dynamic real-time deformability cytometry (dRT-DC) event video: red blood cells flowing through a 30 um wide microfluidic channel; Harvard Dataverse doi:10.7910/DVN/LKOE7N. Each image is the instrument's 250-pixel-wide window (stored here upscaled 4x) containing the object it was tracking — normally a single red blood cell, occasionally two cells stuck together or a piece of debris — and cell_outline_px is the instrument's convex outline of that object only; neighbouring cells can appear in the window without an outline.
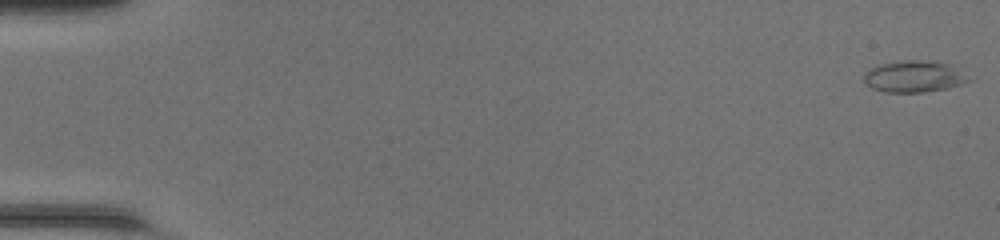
{"species": "common noctule bat (a hibernating species)", "species_latin": "Nyctalus noctula", "temperature_condition": "room temperature", "stored_images_in_passage": 49, "camera_frame_rate_fps": 3000, "um_per_image_px": 0.085, "animal": {"sex": "female", "body_mass_g": 20.0, "forearm_length_mm": 54.0}, "frame": {"image": 1, "passage_image": 1, "time_ms": 0.0, "image_size_px": [1000, 240], "cell_outline_px": [[972, 80], [948, 88], [924, 92], [884, 92], [872, 88], [864, 84], [864, 72], [880, 64], [904, 60], [916, 60], [956, 64]], "centroid_in_image_um": [77.72, 6.5], "position_along_channel_um": 7.3, "area_um2": 19.48}}
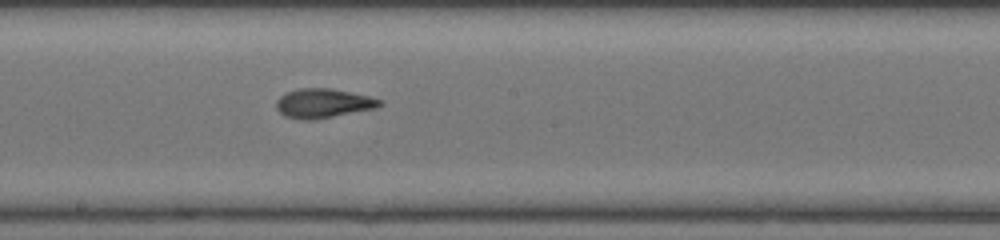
{"frame": {"image": 2, "passage_image": 28, "time_ms": 9.0, "image_size_px": [1000, 240], "cell_outline_px": [[384, 104], [376, 108], [316, 120], [304, 120], [284, 116], [276, 108], [276, 100], [284, 92], [300, 88], [332, 88], [368, 96], [384, 100]], "centroid_in_image_um": [27.47, 8.78], "position_along_channel_um": 220.7, "area_um2": 17.92}}
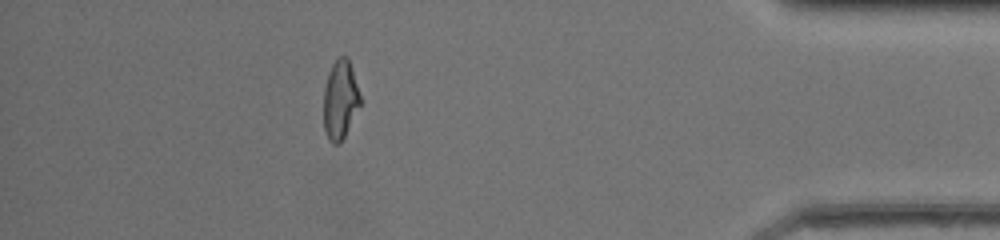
{"frame": {"image": 3, "passage_image": 44, "time_ms": 14.333, "image_size_px": [1000, 240], "cell_outline_px": [[360, 104], [340, 144], [332, 144], [328, 140], [324, 128], [324, 88], [328, 72], [332, 64], [340, 56], [348, 56], [352, 68], [360, 96]], "centroid_in_image_um": [28.9, 8.47], "position_along_channel_um": 406.3, "area_um2": 16.7}, "authors_computed_cell_mechanics": {"area_um2": 17.6868, "velocity_mm_per_s": 4.3099, "shape_relaxation_time_tau1_ms": 8.2637, "shape_relaxation_time_tau2_ms": 2.2795, "deformation_change_tau1": 0.2845, "deformation_change_tau2": 0.0951}}